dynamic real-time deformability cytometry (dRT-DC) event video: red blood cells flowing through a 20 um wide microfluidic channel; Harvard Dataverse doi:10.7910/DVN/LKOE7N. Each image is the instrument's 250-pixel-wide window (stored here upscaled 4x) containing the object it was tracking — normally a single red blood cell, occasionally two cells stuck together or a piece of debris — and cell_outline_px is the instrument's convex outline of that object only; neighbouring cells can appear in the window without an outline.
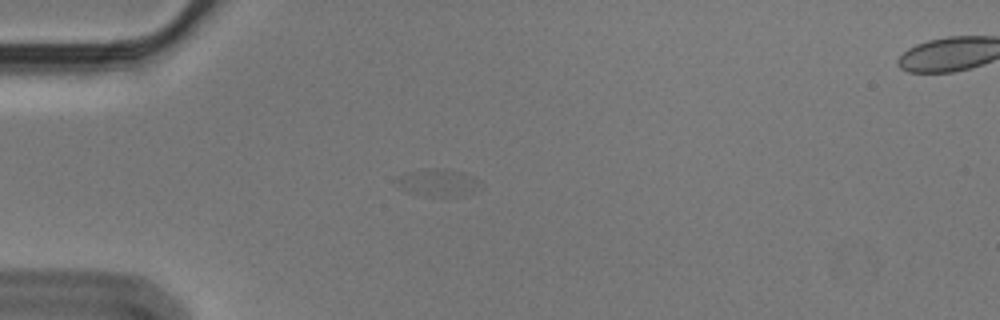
{"species": "Egyptian fruit bat (a non-hibernating species)", "species_latin": "Rousettus aegyptiacus", "temperature_condition": "cold", "stored_images_in_passage": 25, "camera_frame_rate_fps": 3000, "um_per_image_px": 0.085, "animal": {"sex": "male"}, "frame": {"image": 1, "passage_image": 5, "time_ms": 1.333, "image_size_px": [1000, 320], "cell_outline_px": [[480, 188], [456, 196], [428, 196], [408, 192], [396, 184], [396, 180], [408, 172], [424, 168], [444, 168], [460, 172], [472, 176], [476, 180]], "centroid_in_image_um": [37.18, 15.5], "position_along_channel_um": 47.8, "area_um2": 12.89}}
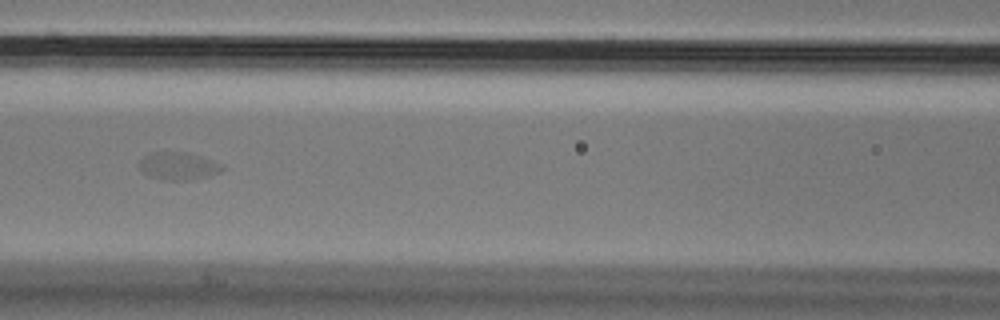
{"frame": {"image": 2, "passage_image": 15, "time_ms": 4.667, "image_size_px": [1000, 320], "cell_outline_px": [[224, 168], [220, 172], [212, 176], [192, 180], [160, 180], [148, 176], [140, 168], [140, 160], [144, 156], [152, 152], [184, 152], [200, 156], [224, 164]], "centroid_in_image_um": [15.2, 14.13], "position_along_channel_um": 151.4, "area_um2": 13.53}}
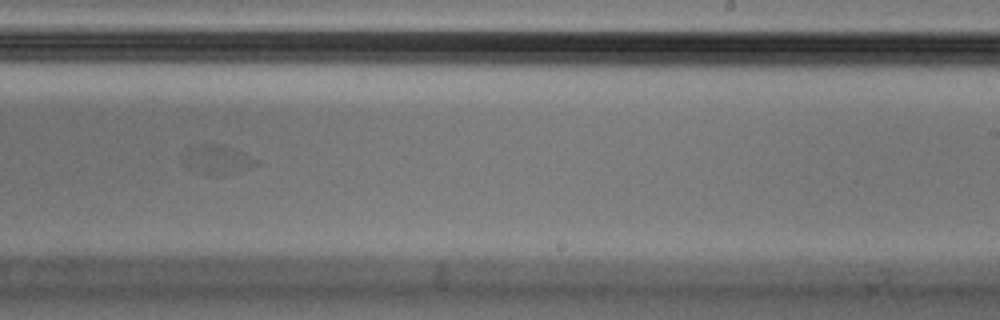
{"frame": {"image": 3, "passage_image": 25, "time_ms": 8.0, "image_size_px": [1000, 320], "cell_outline_px": [[260, 164], [224, 176], [204, 176], [180, 156], [180, 152], [184, 148], [192, 144], [224, 144], [260, 160]], "centroid_in_image_um": [18.46, 13.54], "position_along_channel_um": 270.5, "area_um2": 12.83}}